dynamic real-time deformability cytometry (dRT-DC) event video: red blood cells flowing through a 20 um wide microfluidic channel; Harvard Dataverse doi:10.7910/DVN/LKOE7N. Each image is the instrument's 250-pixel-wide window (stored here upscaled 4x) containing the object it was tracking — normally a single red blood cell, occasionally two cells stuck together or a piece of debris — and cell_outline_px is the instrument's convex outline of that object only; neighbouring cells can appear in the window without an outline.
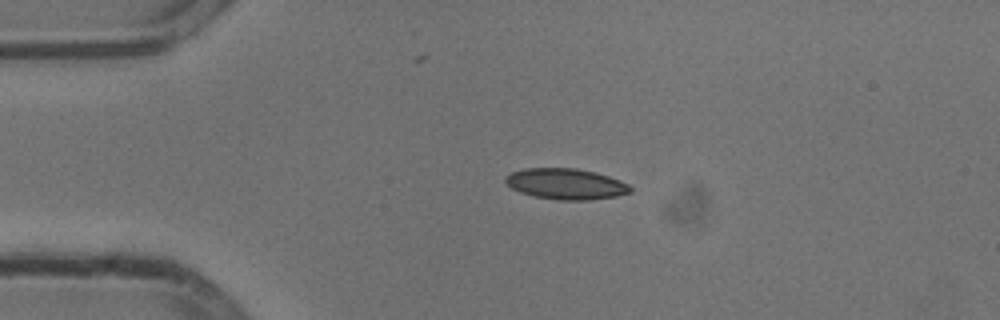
{"species": "common noctule bat (a hibernating species)", "species_latin": "Nyctalus noctula", "temperature_condition": "cold", "stored_images_in_passage": 43, "camera_frame_rate_fps": 3000, "um_per_image_px": 0.085, "animal": {"sex": "male", "body_mass_g": 13.3}, "frame": {"image": 1, "passage_image": 1, "time_ms": 0.0, "image_size_px": [1000, 320], "cell_outline_px": [[632, 192], [616, 196], [588, 200], [556, 200], [536, 196], [520, 192], [512, 188], [504, 180], [504, 176], [512, 172], [524, 168], [576, 168], [596, 172], [620, 180], [628, 184], [632, 188]], "centroid_in_image_um": [48.11, 15.63], "position_along_channel_um": 36.9, "area_um2": 22.48}}
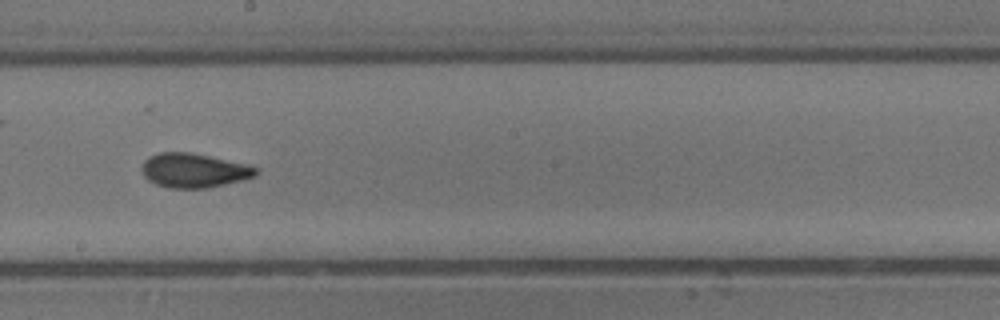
{"frame": {"image": 2, "passage_image": 19, "time_ms": 6.0, "image_size_px": [1000, 320], "cell_outline_px": [[260, 172], [256, 176], [244, 180], [208, 188], [168, 188], [156, 184], [148, 180], [144, 176], [140, 168], [144, 160], [160, 152], [192, 152], [248, 164], [260, 168]], "centroid_in_image_um": [16.53, 14.49], "position_along_channel_um": 231.7, "area_um2": 23.18}}
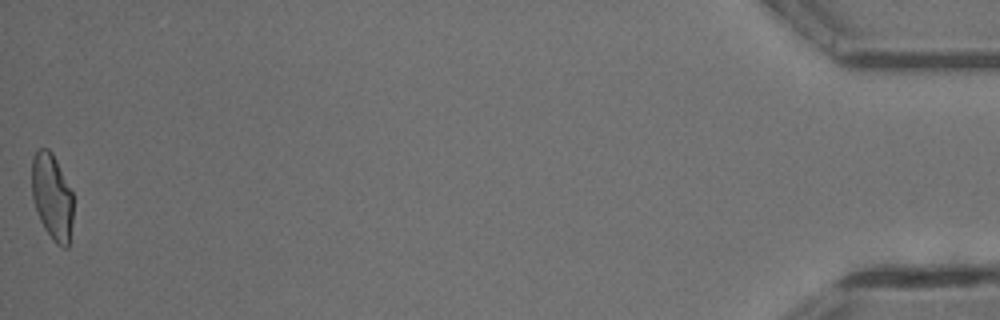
{"frame": {"image": 3, "passage_image": 43, "time_ms": 14.0, "image_size_px": [1000, 320], "cell_outline_px": [[72, 224], [68, 248], [64, 248], [56, 244], [52, 240], [44, 228], [40, 220], [32, 200], [32, 156], [36, 148], [48, 148], [52, 152], [72, 192]], "centroid_in_image_um": [4.41, 16.73], "position_along_channel_um": 430.8, "area_um2": 20.92}, "authors_computed_cell_mechanics": {"area_um2": 21.9062, "velocity_mm_per_s": 3.7952, "shape_relaxation_time_tau1_ms": 5.7028, "shape_relaxation_time_tau2_ms": 1.8151, "deformation_change_tau1": 0.1678, "deformation_change_tau2": 0.0717}}